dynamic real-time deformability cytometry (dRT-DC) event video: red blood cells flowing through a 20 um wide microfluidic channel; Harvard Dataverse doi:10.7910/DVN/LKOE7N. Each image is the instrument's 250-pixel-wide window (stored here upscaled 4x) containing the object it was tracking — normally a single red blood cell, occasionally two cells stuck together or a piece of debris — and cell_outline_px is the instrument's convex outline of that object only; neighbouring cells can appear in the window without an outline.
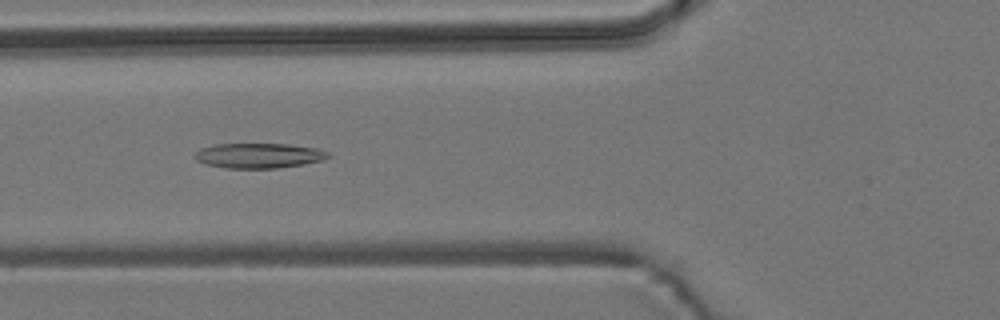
{"species": "common noctule bat (a hibernating species)", "species_latin": "Nyctalus noctula", "temperature_condition": "room temperature", "stored_images_in_passage": 6, "camera_frame_rate_fps": 3000, "um_per_image_px": 0.085, "animal": {"sex": "male", "body_mass_g": 19.2, "forearm_length_mm": 51.8}, "frame": {"image": 1, "passage_image": 4, "time_ms": 3.333, "image_size_px": [1000, 320], "cell_outline_px": [[328, 156], [324, 160], [304, 164], [276, 168], [228, 168], [208, 164], [196, 160], [196, 152], [200, 148], [212, 144], [288, 144], [316, 148], [328, 152]], "centroid_in_image_um": [22.0, 13.22], "position_along_channel_um": 103.8, "area_um2": 19.25}}
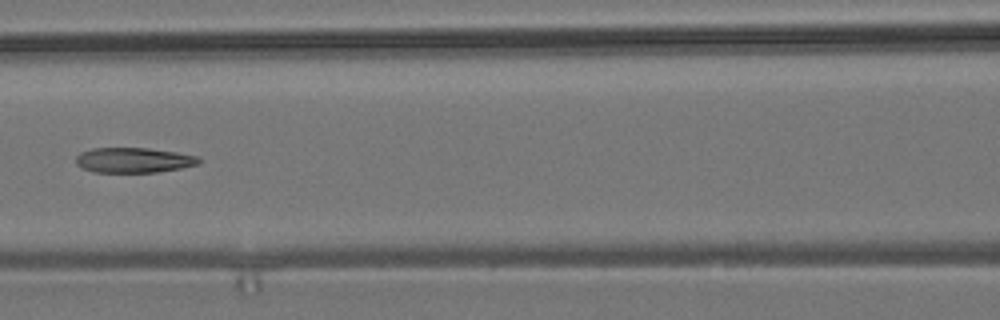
{"frame": {"image": 2, "passage_image": 5, "time_ms": 4.667, "image_size_px": [1000, 320], "cell_outline_px": [[200, 164], [180, 168], [156, 172], [92, 172], [80, 168], [76, 164], [76, 156], [80, 152], [92, 148], [148, 148], [176, 152], [200, 156]], "centroid_in_image_um": [11.34, 13.61], "position_along_channel_um": 155.3, "area_um2": 18.15}}
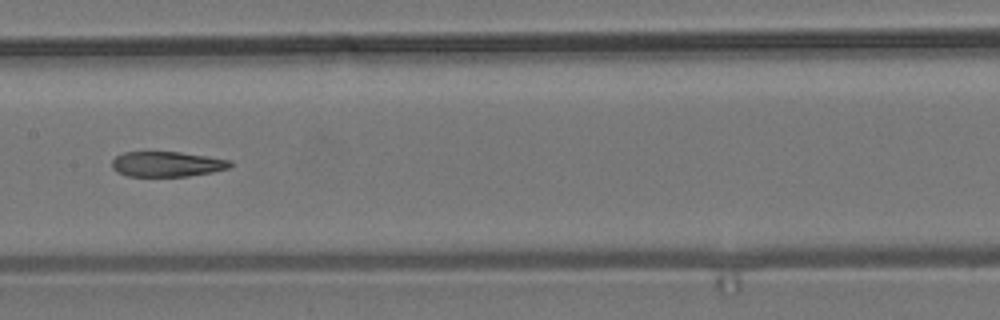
{"frame": {"image": 3, "passage_image": 6, "time_ms": 5.667, "image_size_px": [1000, 320], "cell_outline_px": [[232, 164], [228, 168], [212, 172], [188, 176], [128, 176], [116, 172], [112, 168], [112, 160], [116, 156], [124, 152], [180, 152], [232, 160]], "centroid_in_image_um": [14.18, 13.95], "position_along_channel_um": 193.2, "area_um2": 17.34}}